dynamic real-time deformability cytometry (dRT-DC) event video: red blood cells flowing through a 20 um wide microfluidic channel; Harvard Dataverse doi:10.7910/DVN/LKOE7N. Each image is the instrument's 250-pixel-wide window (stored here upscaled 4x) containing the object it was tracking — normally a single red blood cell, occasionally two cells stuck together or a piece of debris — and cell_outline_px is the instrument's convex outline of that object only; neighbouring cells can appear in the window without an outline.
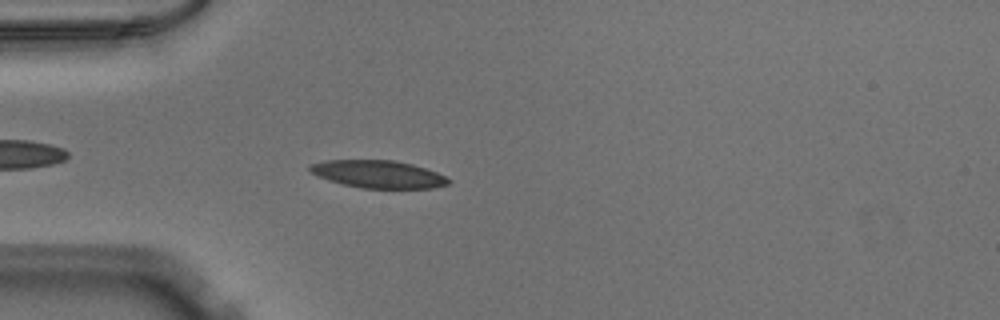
{"species": "Egyptian fruit bat (a non-hibernating species)", "species_latin": "Rousettus aegyptiacus", "temperature_condition": "warm", "stored_images_in_passage": 43, "camera_frame_rate_fps": 3000, "um_per_image_px": 0.085, "animal": {"sex": "male"}, "frame": {"image": 1, "passage_image": 6, "time_ms": 1.667, "image_size_px": [1000, 320], "cell_outline_px": [[452, 180], [448, 184], [432, 188], [360, 188], [328, 180], [312, 172], [308, 168], [308, 164], [324, 160], [392, 160], [412, 164], [436, 172]], "centroid_in_image_um": [32.14, 14.8], "position_along_channel_um": 52.9, "area_um2": 22.14}}
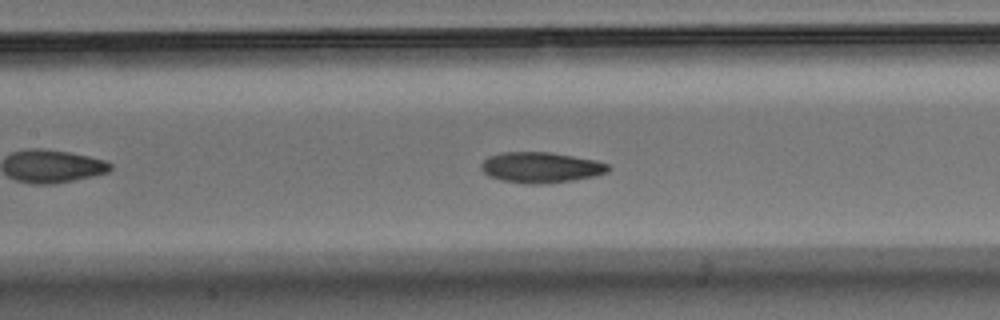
{"frame": {"image": 2, "passage_image": 15, "time_ms": 4.667, "image_size_px": [1000, 320], "cell_outline_px": [[612, 168], [608, 172], [596, 176], [548, 184], [524, 184], [500, 180], [488, 176], [480, 168], [480, 164], [488, 156], [500, 152], [548, 152], [596, 160], [608, 164]], "centroid_in_image_um": [45.96, 14.24], "position_along_channel_um": 161.4, "area_um2": 23.0}}
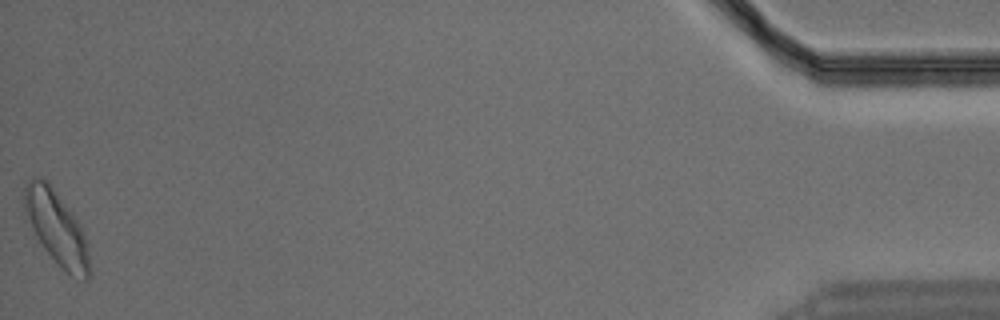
{"frame": {"image": 3, "passage_image": 43, "time_ms": 14.0, "image_size_px": [1000, 320], "cell_outline_px": [[88, 280], [84, 280], [72, 276], [44, 248], [24, 220], [24, 184], [32, 176], [40, 176], [48, 180], [76, 216], [80, 224], [88, 244]], "centroid_in_image_um": [4.75, 19.25], "position_along_channel_um": 430.4, "area_um2": 28.21}}